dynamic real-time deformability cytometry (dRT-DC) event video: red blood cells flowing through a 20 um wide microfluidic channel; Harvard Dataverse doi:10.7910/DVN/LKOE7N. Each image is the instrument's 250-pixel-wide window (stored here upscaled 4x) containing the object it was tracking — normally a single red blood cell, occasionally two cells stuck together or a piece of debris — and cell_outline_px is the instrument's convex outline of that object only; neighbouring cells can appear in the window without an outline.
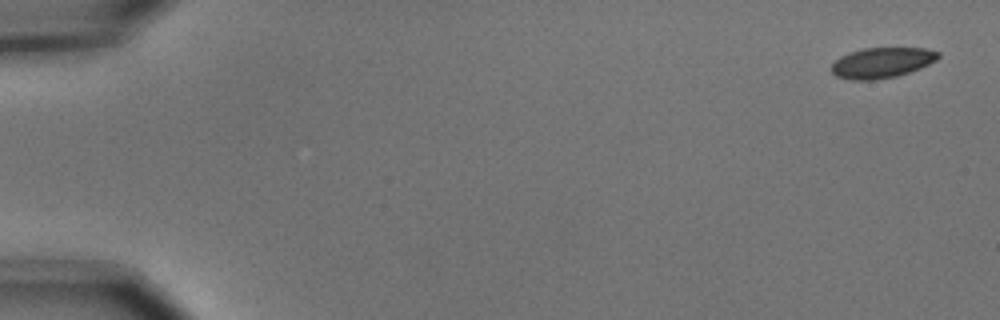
{"species": "common noctule bat (a hibernating species)", "species_latin": "Nyctalus noctula", "temperature_condition": "cold", "stored_images_in_passage": 5, "camera_frame_rate_fps": 3000, "um_per_image_px": 0.085, "animal": {"sex": "male", "body_mass_g": 15.6}, "frame": {"image": 1, "passage_image": 1, "time_ms": 0.0, "image_size_px": [1000, 320], "cell_outline_px": [[940, 56], [936, 60], [920, 68], [896, 76], [872, 80], [852, 80], [836, 76], [832, 72], [832, 64], [840, 56], [848, 52], [864, 48], [924, 48], [940, 52]], "centroid_in_image_um": [74.95, 5.32], "position_along_channel_um": 10.1, "area_um2": 18.84}}
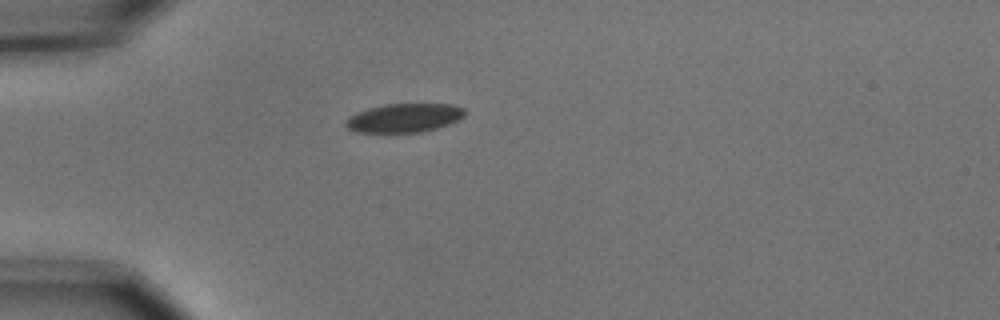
{"frame": {"image": 2, "passage_image": 5, "time_ms": 1.333, "image_size_px": [1000, 320], "cell_outline_px": [[468, 112], [464, 116], [448, 124], [436, 128], [420, 132], [356, 132], [348, 128], [344, 124], [356, 112], [368, 108], [384, 104], [452, 104], [464, 108]], "centroid_in_image_um": [34.38, 10.01], "position_along_channel_um": 50.6, "area_um2": 19.83}}